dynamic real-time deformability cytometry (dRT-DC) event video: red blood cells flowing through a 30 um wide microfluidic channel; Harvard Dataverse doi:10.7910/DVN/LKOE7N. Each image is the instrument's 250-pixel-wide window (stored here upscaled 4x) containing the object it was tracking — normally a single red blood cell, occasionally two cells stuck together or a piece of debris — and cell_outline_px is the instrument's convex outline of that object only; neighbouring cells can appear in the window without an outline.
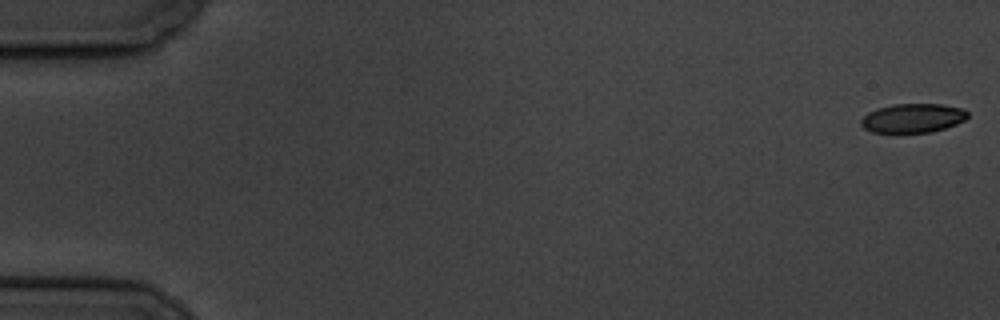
{"species": "common noctule bat (a hibernating species)", "species_latin": "Nyctalus noctula", "temperature_condition": "cold", "stored_images_in_passage": 10, "camera_frame_rate_fps": 3000, "um_per_image_px": 0.085, "animal": {"sex": "male", "body_mass_g": 19.5, "forearm_length_mm": 54.6}, "frame": {"image": 1, "passage_image": 1, "time_ms": 0.0, "image_size_px": [1000, 320], "cell_outline_px": [[968, 116], [964, 120], [956, 124], [932, 132], [872, 132], [864, 128], [860, 124], [860, 120], [868, 112], [876, 108], [892, 104], [940, 104], [964, 108], [968, 112]], "centroid_in_image_um": [77.58, 10.03], "position_along_channel_um": 7.4, "area_um2": 18.09}}